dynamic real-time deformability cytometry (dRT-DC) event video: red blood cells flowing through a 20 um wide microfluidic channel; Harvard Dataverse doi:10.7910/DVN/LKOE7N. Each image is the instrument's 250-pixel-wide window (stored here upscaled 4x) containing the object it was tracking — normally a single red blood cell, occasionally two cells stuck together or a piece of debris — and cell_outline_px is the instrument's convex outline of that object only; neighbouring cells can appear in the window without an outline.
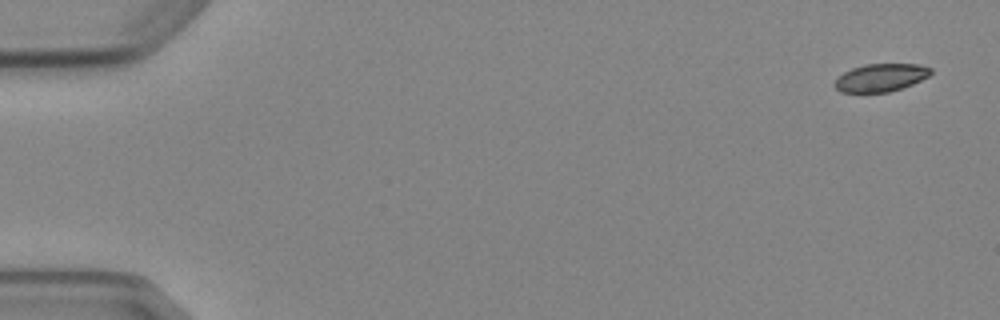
{"species": "Egyptian fruit bat (a non-hibernating species)", "species_latin": "Rousettus aegyptiacus", "temperature_condition": "cold", "stored_images_in_passage": 6, "segment_of_instrument_passage": [1, 2], "camera_frame_rate_fps": 3000, "um_per_image_px": 0.085, "animal": {"sex": "female"}, "frame": {"image": 1, "passage_image": 1, "time_ms": 0.0, "image_size_px": [1000, 320], "cell_outline_px": [[932, 72], [928, 76], [912, 84], [888, 92], [840, 92], [832, 84], [844, 72], [852, 68], [864, 64], [916, 64], [932, 68]], "centroid_in_image_um": [74.84, 6.59], "position_along_channel_um": 10.2, "area_um2": 15.43}}